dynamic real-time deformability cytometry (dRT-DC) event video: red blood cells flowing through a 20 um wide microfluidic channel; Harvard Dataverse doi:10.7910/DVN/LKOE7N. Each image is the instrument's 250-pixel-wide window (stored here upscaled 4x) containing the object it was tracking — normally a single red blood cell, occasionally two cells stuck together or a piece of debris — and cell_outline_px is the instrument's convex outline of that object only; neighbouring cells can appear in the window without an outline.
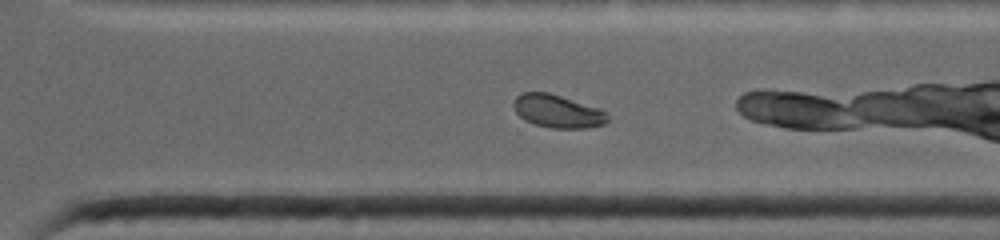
{"species": "common noctule bat (a hibernating species)", "species_latin": "Nyctalus noctula", "temperature_condition": "warm", "stored_images_in_passage": 19, "camera_frame_rate_fps": 4500, "um_per_image_px": 0.085, "animal": {"sex": "female", "body_mass_g": 19.0, "forearm_length_mm": 53.3}, "frame": {"image": 1, "passage_image": 11, "time_ms": 6.667, "image_size_px": [1000, 240], "cell_outline_px": [[608, 120], [604, 124], [588, 128], [552, 128], [536, 124], [524, 120], [516, 112], [512, 104], [516, 96], [524, 92], [548, 92], [600, 108], [608, 112]], "centroid_in_image_um": [47.41, 9.45], "position_along_channel_um": 323.2, "area_um2": 18.15}}